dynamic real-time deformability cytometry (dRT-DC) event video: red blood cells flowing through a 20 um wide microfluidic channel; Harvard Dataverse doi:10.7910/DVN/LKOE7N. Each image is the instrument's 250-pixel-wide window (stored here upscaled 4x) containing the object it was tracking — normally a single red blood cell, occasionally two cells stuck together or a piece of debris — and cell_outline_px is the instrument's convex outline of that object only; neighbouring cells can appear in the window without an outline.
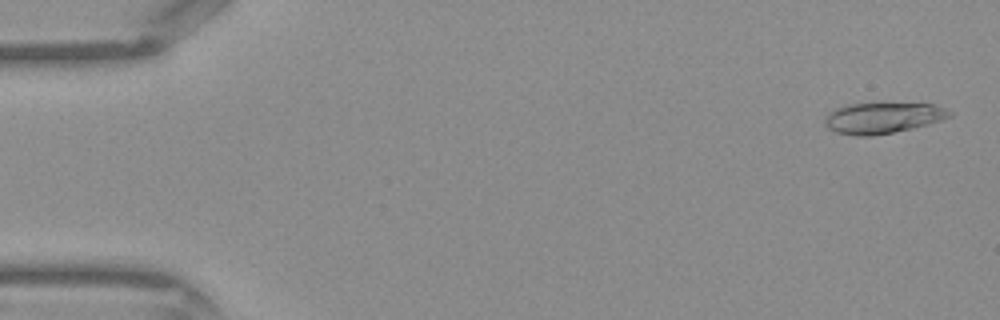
{"species": "Egyptian fruit bat (a non-hibernating species)", "species_latin": "Rousettus aegyptiacus", "temperature_condition": "warm", "stored_images_in_passage": 16, "camera_frame_rate_fps": 3000, "um_per_image_px": 0.085, "frame": {"image": 1, "passage_image": 2, "time_ms": 0.333, "image_size_px": [1000, 320], "cell_outline_px": [[952, 116], [928, 124], [912, 128], [872, 136], [856, 136], [836, 132], [828, 128], [824, 116], [828, 112], [836, 108], [848, 104], [932, 104], [944, 108], [952, 112]], "centroid_in_image_um": [75.01, 10.03], "position_along_channel_um": 10.0, "area_um2": 22.14}}
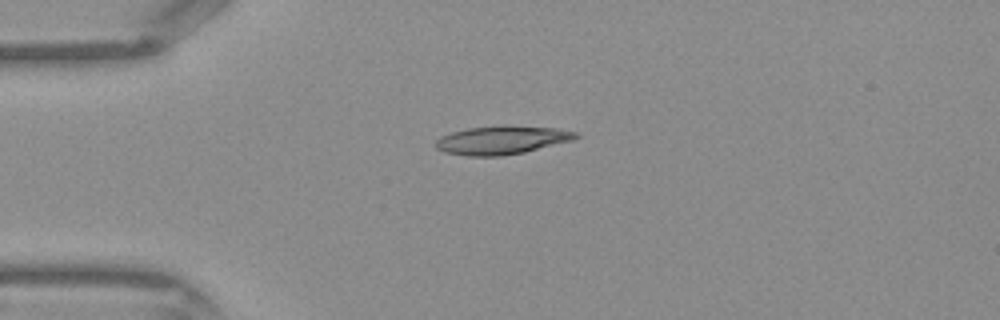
{"frame": {"image": 2, "passage_image": 11, "time_ms": 3.333, "image_size_px": [1000, 320], "cell_outline_px": [[580, 136], [572, 140], [524, 152], [500, 156], [468, 156], [444, 152], [436, 148], [436, 140], [440, 136], [452, 132], [468, 128], [504, 124], [556, 128], [576, 132]], "centroid_in_image_um": [42.64, 11.89], "position_along_channel_um": 42.4, "area_um2": 23.35}}